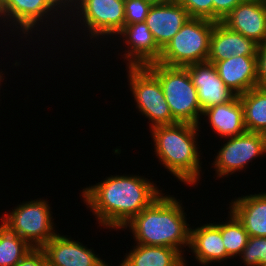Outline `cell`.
<instances>
[{
  "mask_svg": "<svg viewBox=\"0 0 266 266\" xmlns=\"http://www.w3.org/2000/svg\"><path fill=\"white\" fill-rule=\"evenodd\" d=\"M151 180L139 174L106 176L80 190V196L99 227L117 232L165 190Z\"/></svg>",
  "mask_w": 266,
  "mask_h": 266,
  "instance_id": "obj_1",
  "label": "cell"
},
{
  "mask_svg": "<svg viewBox=\"0 0 266 266\" xmlns=\"http://www.w3.org/2000/svg\"><path fill=\"white\" fill-rule=\"evenodd\" d=\"M177 199L174 195L162 193L121 230L132 233L134 244L174 248L185 256L191 224L187 221L182 200Z\"/></svg>",
  "mask_w": 266,
  "mask_h": 266,
  "instance_id": "obj_2",
  "label": "cell"
},
{
  "mask_svg": "<svg viewBox=\"0 0 266 266\" xmlns=\"http://www.w3.org/2000/svg\"><path fill=\"white\" fill-rule=\"evenodd\" d=\"M201 125L177 122L150 129L154 154L168 173L186 186L195 187L203 176ZM201 175V176H200Z\"/></svg>",
  "mask_w": 266,
  "mask_h": 266,
  "instance_id": "obj_3",
  "label": "cell"
},
{
  "mask_svg": "<svg viewBox=\"0 0 266 266\" xmlns=\"http://www.w3.org/2000/svg\"><path fill=\"white\" fill-rule=\"evenodd\" d=\"M66 23V17L56 8L51 0H4L0 8V30L5 31L6 29L5 32L0 31V33H9L11 37L12 35L13 37L15 35L16 37L19 36L20 38L17 39L18 43L21 39V42L23 39L26 42L28 41V44L24 43V45H31L30 42H34L38 35L40 38V32L44 30L45 27L47 30L41 32V35L44 33V37L47 31L50 32L51 30H55L57 34L60 30H65V28H67L65 25ZM33 34L36 35V37H34Z\"/></svg>",
  "mask_w": 266,
  "mask_h": 266,
  "instance_id": "obj_4",
  "label": "cell"
},
{
  "mask_svg": "<svg viewBox=\"0 0 266 266\" xmlns=\"http://www.w3.org/2000/svg\"><path fill=\"white\" fill-rule=\"evenodd\" d=\"M124 1L125 0H81L79 5L66 18V20H68L66 26L69 28L65 30V35H71L74 31H76L74 34L79 35V32L82 30L83 39H86L83 40L84 43L91 39L90 43L96 44L94 49L99 46V43L102 41L105 43L102 42L101 45L105 44L102 46H106V42H109V40L112 41L114 36L125 26Z\"/></svg>",
  "mask_w": 266,
  "mask_h": 266,
  "instance_id": "obj_5",
  "label": "cell"
},
{
  "mask_svg": "<svg viewBox=\"0 0 266 266\" xmlns=\"http://www.w3.org/2000/svg\"><path fill=\"white\" fill-rule=\"evenodd\" d=\"M158 79L177 122L201 124L203 117L197 89L185 67H170L158 62L146 66Z\"/></svg>",
  "mask_w": 266,
  "mask_h": 266,
  "instance_id": "obj_6",
  "label": "cell"
},
{
  "mask_svg": "<svg viewBox=\"0 0 266 266\" xmlns=\"http://www.w3.org/2000/svg\"><path fill=\"white\" fill-rule=\"evenodd\" d=\"M49 203L47 198L22 201L9 213L5 211L0 222L32 248H42L58 233Z\"/></svg>",
  "mask_w": 266,
  "mask_h": 266,
  "instance_id": "obj_7",
  "label": "cell"
},
{
  "mask_svg": "<svg viewBox=\"0 0 266 266\" xmlns=\"http://www.w3.org/2000/svg\"><path fill=\"white\" fill-rule=\"evenodd\" d=\"M214 23L202 18H189L163 48L158 63L185 67L207 62Z\"/></svg>",
  "mask_w": 266,
  "mask_h": 266,
  "instance_id": "obj_8",
  "label": "cell"
},
{
  "mask_svg": "<svg viewBox=\"0 0 266 266\" xmlns=\"http://www.w3.org/2000/svg\"><path fill=\"white\" fill-rule=\"evenodd\" d=\"M125 68L135 108L149 120L147 122L149 130L156 126L177 123L172 117L159 79L146 66H127Z\"/></svg>",
  "mask_w": 266,
  "mask_h": 266,
  "instance_id": "obj_9",
  "label": "cell"
},
{
  "mask_svg": "<svg viewBox=\"0 0 266 266\" xmlns=\"http://www.w3.org/2000/svg\"><path fill=\"white\" fill-rule=\"evenodd\" d=\"M223 141L210 166L215 171V180L229 178L241 171L245 173L254 159L266 155V135L262 133L246 131L238 136L223 138Z\"/></svg>",
  "mask_w": 266,
  "mask_h": 266,
  "instance_id": "obj_10",
  "label": "cell"
},
{
  "mask_svg": "<svg viewBox=\"0 0 266 266\" xmlns=\"http://www.w3.org/2000/svg\"><path fill=\"white\" fill-rule=\"evenodd\" d=\"M112 40H118V42L121 40L120 44L123 40V47L122 45L119 47L122 48L121 50L124 49V51L119 52L117 55L124 53L120 56H122L126 67L147 66L158 62L161 56L162 50L156 44L152 32L145 22L125 25Z\"/></svg>",
  "mask_w": 266,
  "mask_h": 266,
  "instance_id": "obj_11",
  "label": "cell"
},
{
  "mask_svg": "<svg viewBox=\"0 0 266 266\" xmlns=\"http://www.w3.org/2000/svg\"><path fill=\"white\" fill-rule=\"evenodd\" d=\"M61 234L58 232L42 247L48 266H100L105 261L94 248Z\"/></svg>",
  "mask_w": 266,
  "mask_h": 266,
  "instance_id": "obj_12",
  "label": "cell"
},
{
  "mask_svg": "<svg viewBox=\"0 0 266 266\" xmlns=\"http://www.w3.org/2000/svg\"><path fill=\"white\" fill-rule=\"evenodd\" d=\"M221 22L229 29L261 44L266 40V0H244Z\"/></svg>",
  "mask_w": 266,
  "mask_h": 266,
  "instance_id": "obj_13",
  "label": "cell"
},
{
  "mask_svg": "<svg viewBox=\"0 0 266 266\" xmlns=\"http://www.w3.org/2000/svg\"><path fill=\"white\" fill-rule=\"evenodd\" d=\"M189 18L187 10L179 2H154L145 23L163 50Z\"/></svg>",
  "mask_w": 266,
  "mask_h": 266,
  "instance_id": "obj_14",
  "label": "cell"
},
{
  "mask_svg": "<svg viewBox=\"0 0 266 266\" xmlns=\"http://www.w3.org/2000/svg\"><path fill=\"white\" fill-rule=\"evenodd\" d=\"M185 68L197 89L202 112L211 106L229 102L236 96L220 79L213 64L203 62Z\"/></svg>",
  "mask_w": 266,
  "mask_h": 266,
  "instance_id": "obj_15",
  "label": "cell"
},
{
  "mask_svg": "<svg viewBox=\"0 0 266 266\" xmlns=\"http://www.w3.org/2000/svg\"><path fill=\"white\" fill-rule=\"evenodd\" d=\"M200 225L190 227L188 254L192 252L193 259L202 266H209L210 263L223 262L232 259L224 246L220 229L214 223H199ZM222 262V263H221Z\"/></svg>",
  "mask_w": 266,
  "mask_h": 266,
  "instance_id": "obj_16",
  "label": "cell"
},
{
  "mask_svg": "<svg viewBox=\"0 0 266 266\" xmlns=\"http://www.w3.org/2000/svg\"><path fill=\"white\" fill-rule=\"evenodd\" d=\"M259 44L239 32L229 29L221 21L215 22L210 37L207 62L229 59L232 56H257Z\"/></svg>",
  "mask_w": 266,
  "mask_h": 266,
  "instance_id": "obj_17",
  "label": "cell"
},
{
  "mask_svg": "<svg viewBox=\"0 0 266 266\" xmlns=\"http://www.w3.org/2000/svg\"><path fill=\"white\" fill-rule=\"evenodd\" d=\"M213 65L223 83L238 96L258 86L256 56H232Z\"/></svg>",
  "mask_w": 266,
  "mask_h": 266,
  "instance_id": "obj_18",
  "label": "cell"
},
{
  "mask_svg": "<svg viewBox=\"0 0 266 266\" xmlns=\"http://www.w3.org/2000/svg\"><path fill=\"white\" fill-rule=\"evenodd\" d=\"M201 120H205L213 130L215 137H234L244 134L247 130L244 122L243 106L236 95L231 101L211 106L203 111ZM205 118V119H204ZM210 124V125H209Z\"/></svg>",
  "mask_w": 266,
  "mask_h": 266,
  "instance_id": "obj_19",
  "label": "cell"
},
{
  "mask_svg": "<svg viewBox=\"0 0 266 266\" xmlns=\"http://www.w3.org/2000/svg\"><path fill=\"white\" fill-rule=\"evenodd\" d=\"M229 207L249 237H266V192L245 194L230 200Z\"/></svg>",
  "mask_w": 266,
  "mask_h": 266,
  "instance_id": "obj_20",
  "label": "cell"
},
{
  "mask_svg": "<svg viewBox=\"0 0 266 266\" xmlns=\"http://www.w3.org/2000/svg\"><path fill=\"white\" fill-rule=\"evenodd\" d=\"M119 266H185V258L180 251L165 246L134 244Z\"/></svg>",
  "mask_w": 266,
  "mask_h": 266,
  "instance_id": "obj_21",
  "label": "cell"
},
{
  "mask_svg": "<svg viewBox=\"0 0 266 266\" xmlns=\"http://www.w3.org/2000/svg\"><path fill=\"white\" fill-rule=\"evenodd\" d=\"M239 97L247 132L266 135V87H254Z\"/></svg>",
  "mask_w": 266,
  "mask_h": 266,
  "instance_id": "obj_22",
  "label": "cell"
},
{
  "mask_svg": "<svg viewBox=\"0 0 266 266\" xmlns=\"http://www.w3.org/2000/svg\"><path fill=\"white\" fill-rule=\"evenodd\" d=\"M228 217V218H227ZM226 220L213 223L220 229L222 240L226 248V253L232 258L241 254L247 245L249 235L245 230L242 222L229 209Z\"/></svg>",
  "mask_w": 266,
  "mask_h": 266,
  "instance_id": "obj_23",
  "label": "cell"
},
{
  "mask_svg": "<svg viewBox=\"0 0 266 266\" xmlns=\"http://www.w3.org/2000/svg\"><path fill=\"white\" fill-rule=\"evenodd\" d=\"M31 249L25 240L0 222V266H16Z\"/></svg>",
  "mask_w": 266,
  "mask_h": 266,
  "instance_id": "obj_24",
  "label": "cell"
},
{
  "mask_svg": "<svg viewBox=\"0 0 266 266\" xmlns=\"http://www.w3.org/2000/svg\"><path fill=\"white\" fill-rule=\"evenodd\" d=\"M238 257L245 266H266V237H249Z\"/></svg>",
  "mask_w": 266,
  "mask_h": 266,
  "instance_id": "obj_25",
  "label": "cell"
},
{
  "mask_svg": "<svg viewBox=\"0 0 266 266\" xmlns=\"http://www.w3.org/2000/svg\"><path fill=\"white\" fill-rule=\"evenodd\" d=\"M153 3V0H125V25L145 22Z\"/></svg>",
  "mask_w": 266,
  "mask_h": 266,
  "instance_id": "obj_26",
  "label": "cell"
},
{
  "mask_svg": "<svg viewBox=\"0 0 266 266\" xmlns=\"http://www.w3.org/2000/svg\"><path fill=\"white\" fill-rule=\"evenodd\" d=\"M190 18H202L213 21V1L212 0H179Z\"/></svg>",
  "mask_w": 266,
  "mask_h": 266,
  "instance_id": "obj_27",
  "label": "cell"
},
{
  "mask_svg": "<svg viewBox=\"0 0 266 266\" xmlns=\"http://www.w3.org/2000/svg\"><path fill=\"white\" fill-rule=\"evenodd\" d=\"M213 1V22L224 19L237 5L244 0H212Z\"/></svg>",
  "mask_w": 266,
  "mask_h": 266,
  "instance_id": "obj_28",
  "label": "cell"
},
{
  "mask_svg": "<svg viewBox=\"0 0 266 266\" xmlns=\"http://www.w3.org/2000/svg\"><path fill=\"white\" fill-rule=\"evenodd\" d=\"M256 67L258 87H266V40L258 46Z\"/></svg>",
  "mask_w": 266,
  "mask_h": 266,
  "instance_id": "obj_29",
  "label": "cell"
},
{
  "mask_svg": "<svg viewBox=\"0 0 266 266\" xmlns=\"http://www.w3.org/2000/svg\"><path fill=\"white\" fill-rule=\"evenodd\" d=\"M16 266H48L42 248H32Z\"/></svg>",
  "mask_w": 266,
  "mask_h": 266,
  "instance_id": "obj_30",
  "label": "cell"
},
{
  "mask_svg": "<svg viewBox=\"0 0 266 266\" xmlns=\"http://www.w3.org/2000/svg\"><path fill=\"white\" fill-rule=\"evenodd\" d=\"M56 8L67 18L81 0H51Z\"/></svg>",
  "mask_w": 266,
  "mask_h": 266,
  "instance_id": "obj_31",
  "label": "cell"
},
{
  "mask_svg": "<svg viewBox=\"0 0 266 266\" xmlns=\"http://www.w3.org/2000/svg\"><path fill=\"white\" fill-rule=\"evenodd\" d=\"M2 70H4V69H0V90H1V87H2L1 85L4 82V79H6V77H4L5 76V72L2 71Z\"/></svg>",
  "mask_w": 266,
  "mask_h": 266,
  "instance_id": "obj_32",
  "label": "cell"
},
{
  "mask_svg": "<svg viewBox=\"0 0 266 266\" xmlns=\"http://www.w3.org/2000/svg\"><path fill=\"white\" fill-rule=\"evenodd\" d=\"M154 2H179V0H153Z\"/></svg>",
  "mask_w": 266,
  "mask_h": 266,
  "instance_id": "obj_33",
  "label": "cell"
},
{
  "mask_svg": "<svg viewBox=\"0 0 266 266\" xmlns=\"http://www.w3.org/2000/svg\"><path fill=\"white\" fill-rule=\"evenodd\" d=\"M109 264V265H108ZM100 266H112V261H111V265L110 263H108L106 260L100 265ZM114 266V265H113ZM119 266V265H117Z\"/></svg>",
  "mask_w": 266,
  "mask_h": 266,
  "instance_id": "obj_34",
  "label": "cell"
},
{
  "mask_svg": "<svg viewBox=\"0 0 266 266\" xmlns=\"http://www.w3.org/2000/svg\"><path fill=\"white\" fill-rule=\"evenodd\" d=\"M189 264H188V261H187V259L185 258V266H188Z\"/></svg>",
  "mask_w": 266,
  "mask_h": 266,
  "instance_id": "obj_35",
  "label": "cell"
},
{
  "mask_svg": "<svg viewBox=\"0 0 266 266\" xmlns=\"http://www.w3.org/2000/svg\"><path fill=\"white\" fill-rule=\"evenodd\" d=\"M3 1H4V0H0V8H1L2 4H3Z\"/></svg>",
  "mask_w": 266,
  "mask_h": 266,
  "instance_id": "obj_36",
  "label": "cell"
}]
</instances>
